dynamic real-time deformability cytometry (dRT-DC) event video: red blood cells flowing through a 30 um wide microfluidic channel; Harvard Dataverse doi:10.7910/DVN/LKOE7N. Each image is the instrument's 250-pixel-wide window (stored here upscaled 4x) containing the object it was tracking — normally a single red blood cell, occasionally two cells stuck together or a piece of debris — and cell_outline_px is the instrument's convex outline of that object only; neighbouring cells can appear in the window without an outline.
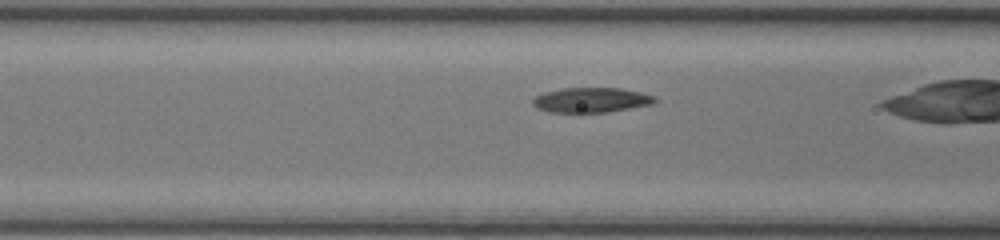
{"species": "common noctule bat (a hibernating species)", "species_latin": "Nyctalus noctula", "temperature_condition": "room temperature", "stored_images_in_passage": 34, "camera_frame_rate_fps": 3000, "um_per_image_px": 0.085, "animal": {"sex": "female", "body_mass_g": 17.0, "forearm_length_mm": 48.0}, "frame": {"image": 1, "passage_image": 15, "time_ms": 4.667, "image_size_px": [1000, 240], "cell_outline_px": [[656, 100], [652, 104], [608, 112], [548, 112], [536, 108], [532, 104], [532, 100], [536, 96], [544, 92], [564, 88], [620, 88], [640, 92], [656, 96]], "centroid_in_image_um": [50.23, 8.5], "position_along_channel_um": 116.4, "area_um2": 17.69}}